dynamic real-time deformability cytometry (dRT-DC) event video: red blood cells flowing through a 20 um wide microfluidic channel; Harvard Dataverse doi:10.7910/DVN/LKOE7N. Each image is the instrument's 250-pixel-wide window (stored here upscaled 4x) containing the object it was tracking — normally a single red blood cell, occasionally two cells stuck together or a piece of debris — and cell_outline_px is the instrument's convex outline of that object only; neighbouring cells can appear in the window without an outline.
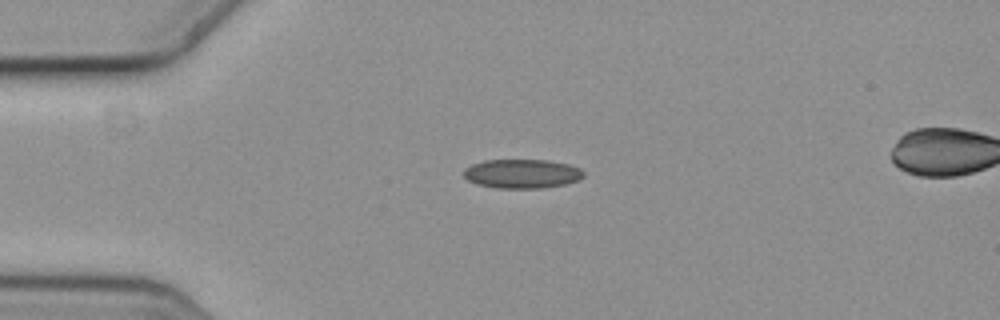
{"species": "common noctule bat (a hibernating species)", "species_latin": "Nyctalus noctula", "temperature_condition": "cold", "stored_images_in_passage": 3, "camera_frame_rate_fps": 3000, "um_per_image_px": 0.085, "animal": {"sex": "female", "body_mass_g": 19.3, "forearm_length_mm": 54.1}, "frame": {"image": 1, "passage_image": 1, "time_ms": 0.0, "image_size_px": [1000, 320], "cell_outline_px": [[584, 176], [576, 180], [564, 184], [544, 188], [496, 188], [476, 184], [468, 180], [464, 176], [464, 168], [472, 164], [484, 160], [548, 160], [568, 164], [580, 168], [584, 172]], "centroid_in_image_um": [44.35, 14.76], "position_along_channel_um": 40.7, "area_um2": 20.35}}